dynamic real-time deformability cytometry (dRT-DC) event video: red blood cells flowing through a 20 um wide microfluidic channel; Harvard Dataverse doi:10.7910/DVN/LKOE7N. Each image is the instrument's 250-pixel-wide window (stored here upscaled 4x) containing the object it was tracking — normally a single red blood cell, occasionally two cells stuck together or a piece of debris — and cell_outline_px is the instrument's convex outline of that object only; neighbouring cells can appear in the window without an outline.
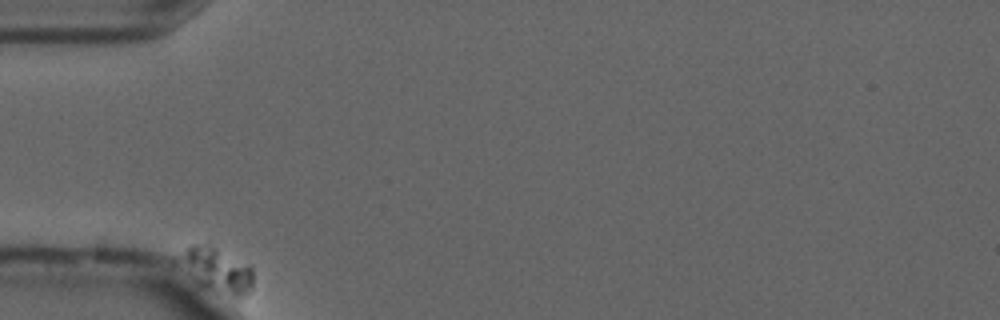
{"species": "common noctule bat (a hibernating species)", "species_latin": "Nyctalus noctula", "temperature_condition": "cold", "stored_images_in_passage": 44, "camera_frame_rate_fps": 3000, "um_per_image_px": 0.085, "animal": {"sex": "male", "forearm_length_mm": 52.5}, "frame": {"image": 1, "passage_image": 1, "time_ms": 0.0, "image_size_px": [1000, 320], "cell_outline_px": [[252, 288], [244, 296], [232, 296], [200, 288], [172, 264], [172, 256], [192, 244], [208, 240], [252, 268]], "centroid_in_image_um": [18.21, 22.88], "position_along_channel_um": 66.8, "area_um2": 21.04}}
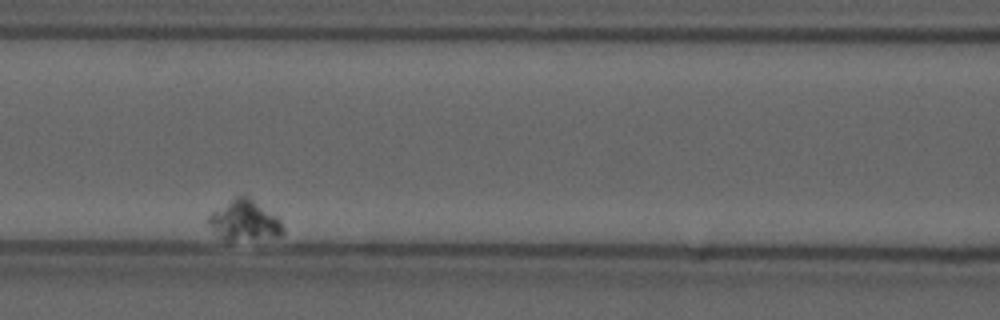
{"frame": {"image": 2, "passage_image": 15, "time_ms": 4.667, "image_size_px": [1000, 320], "cell_outline_px": [[284, 232], [280, 236], [232, 240], [224, 240], [216, 236], [208, 224], [208, 216], [212, 212], [236, 196], [248, 196], [276, 216], [280, 220], [284, 228]], "centroid_in_image_um": [20.75, 18.75], "position_along_channel_um": 145.8, "area_um2": 17.22}}
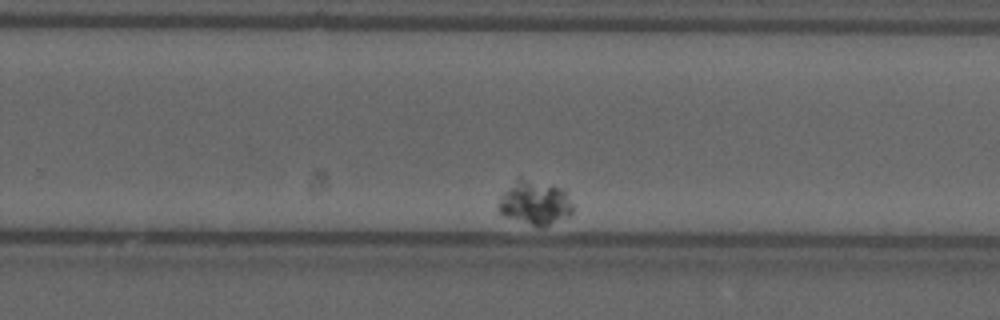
{"frame": {"image": 3, "passage_image": 33, "time_ms": 10.667, "image_size_px": [1000, 320], "cell_outline_px": [[572, 212], [568, 216], [544, 228], [536, 228], [504, 216], [496, 208], [496, 204], [500, 196], [504, 192], [520, 180], [564, 188], [572, 204]], "centroid_in_image_um": [45.46, 17.34], "position_along_channel_um": 284.3, "area_um2": 18.73}}